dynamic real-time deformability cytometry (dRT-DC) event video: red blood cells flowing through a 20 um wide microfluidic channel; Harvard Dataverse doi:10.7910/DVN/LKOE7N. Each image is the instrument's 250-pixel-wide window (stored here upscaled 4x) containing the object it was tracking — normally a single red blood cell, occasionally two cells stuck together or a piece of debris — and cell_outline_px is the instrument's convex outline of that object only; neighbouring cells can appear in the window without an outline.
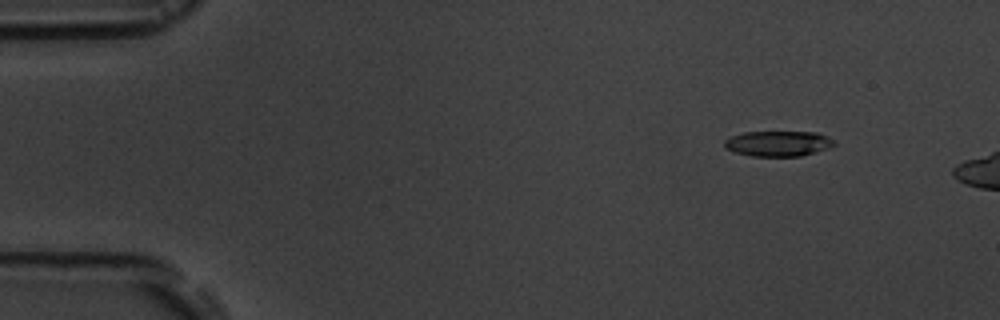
{"species": "common noctule bat (a hibernating species)", "species_latin": "Nyctalus noctula", "temperature_condition": "room temperature", "stored_images_in_passage": 4, "camera_frame_rate_fps": 3000, "um_per_image_px": 0.085, "animal": {"sex": "male", "body_mass_g": 19.5, "forearm_length_mm": 54.6}, "frame": {"image": 1, "passage_image": 2, "time_ms": 2.0, "image_size_px": [1000, 320], "cell_outline_px": [[836, 144], [828, 148], [800, 156], [752, 156], [736, 152], [724, 148], [724, 140], [732, 136], [744, 132], [816, 132], [832, 140]], "centroid_in_image_um": [66.1, 12.2], "position_along_channel_um": 18.9, "area_um2": 16.01}}